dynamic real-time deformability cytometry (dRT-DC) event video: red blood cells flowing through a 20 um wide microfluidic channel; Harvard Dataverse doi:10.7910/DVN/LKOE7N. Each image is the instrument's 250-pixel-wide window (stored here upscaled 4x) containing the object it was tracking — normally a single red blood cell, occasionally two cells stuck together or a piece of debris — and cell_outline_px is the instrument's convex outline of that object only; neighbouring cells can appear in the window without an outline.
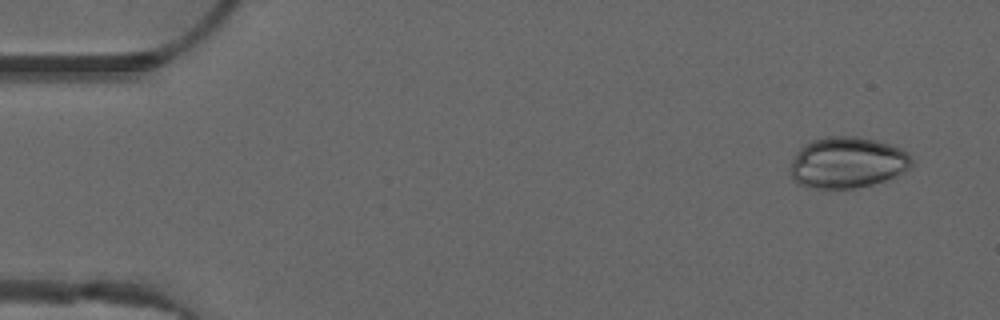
{"species": "common noctule bat (a hibernating species)", "species_latin": "Nyctalus noctula", "temperature_condition": "warm", "stored_images_in_passage": 46, "camera_frame_rate_fps": 3000, "um_per_image_px": 0.085, "animal": {"sex": "male", "forearm_length_mm": 52.5}, "frame": {"image": 1, "passage_image": 2, "time_ms": 0.333, "image_size_px": [1000, 320], "cell_outline_px": [[912, 164], [904, 172], [884, 180], [872, 184], [856, 188], [816, 188], [796, 184], [792, 180], [792, 156], [804, 144], [812, 140], [828, 136], [856, 136], [876, 140], [900, 148], [908, 152], [912, 156]], "centroid_in_image_um": [72.01, 13.81], "position_along_channel_um": 13.0, "area_um2": 36.18}}
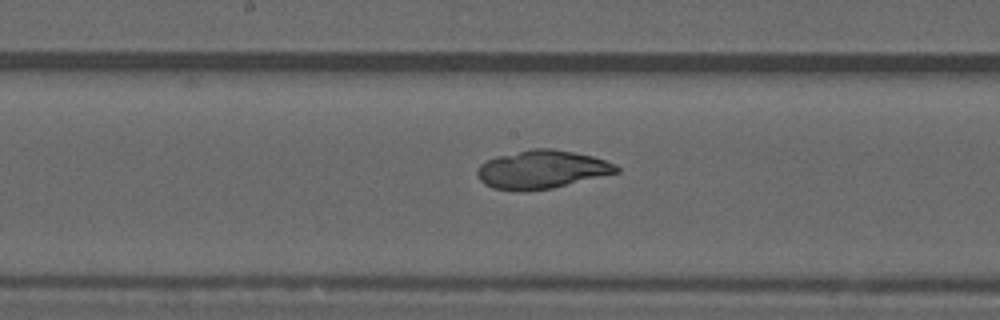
{"frame": {"image": 2, "passage_image": 25, "time_ms": 8.0, "image_size_px": [1000, 320], "cell_outline_px": [[620, 172], [552, 188], [520, 192], [516, 192], [492, 188], [484, 184], [476, 176], [476, 172], [480, 164], [496, 156], [532, 148], [552, 148], [592, 156], [616, 164], [620, 168]], "centroid_in_image_um": [46.02, 14.42], "position_along_channel_um": 202.2, "area_um2": 31.27}}
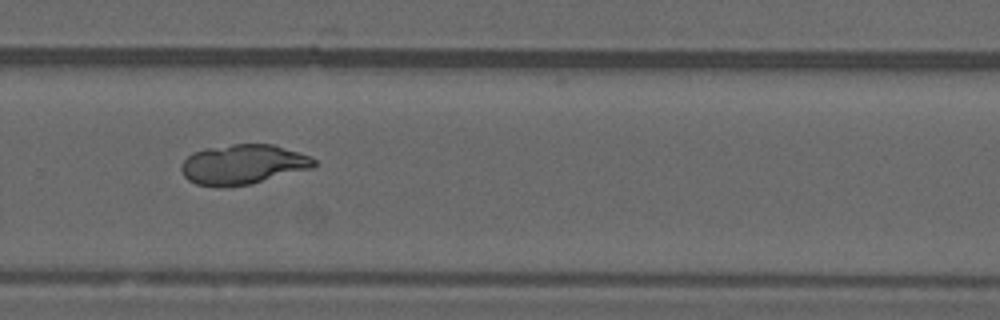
{"frame": {"image": 3, "passage_image": 33, "time_ms": 10.667, "image_size_px": [1000, 320], "cell_outline_px": [[316, 164], [312, 168], [248, 184], [216, 188], [196, 184], [188, 180], [184, 176], [180, 168], [184, 160], [192, 152], [204, 148], [232, 144], [272, 144], [300, 152], [316, 160]], "centroid_in_image_um": [20.61, 13.97], "position_along_channel_um": 309.2, "area_um2": 30.81}}